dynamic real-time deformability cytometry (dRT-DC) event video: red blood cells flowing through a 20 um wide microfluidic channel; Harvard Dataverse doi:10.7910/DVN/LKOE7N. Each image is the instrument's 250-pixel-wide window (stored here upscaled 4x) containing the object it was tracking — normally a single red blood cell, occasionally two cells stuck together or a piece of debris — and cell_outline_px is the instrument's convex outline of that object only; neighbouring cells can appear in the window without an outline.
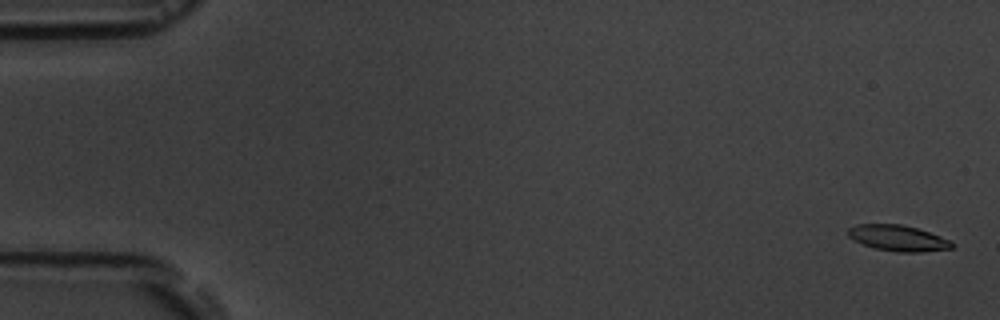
{"species": "common noctule bat (a hibernating species)", "species_latin": "Nyctalus noctula", "temperature_condition": "room temperature", "stored_images_in_passage": 5, "camera_frame_rate_fps": 3000, "um_per_image_px": 0.085, "animal": {"sex": "male", "body_mass_g": 19.5, "forearm_length_mm": 54.6}, "frame": {"image": 1, "passage_image": 1, "time_ms": 0.0, "image_size_px": [1000, 320], "cell_outline_px": [[956, 244], [952, 248], [920, 252], [896, 252], [876, 248], [864, 244], [848, 236], [848, 228], [856, 224], [900, 224], [916, 228], [952, 240]], "centroid_in_image_um": [76.37, 20.24], "position_along_channel_um": 8.6, "area_um2": 15.55}}